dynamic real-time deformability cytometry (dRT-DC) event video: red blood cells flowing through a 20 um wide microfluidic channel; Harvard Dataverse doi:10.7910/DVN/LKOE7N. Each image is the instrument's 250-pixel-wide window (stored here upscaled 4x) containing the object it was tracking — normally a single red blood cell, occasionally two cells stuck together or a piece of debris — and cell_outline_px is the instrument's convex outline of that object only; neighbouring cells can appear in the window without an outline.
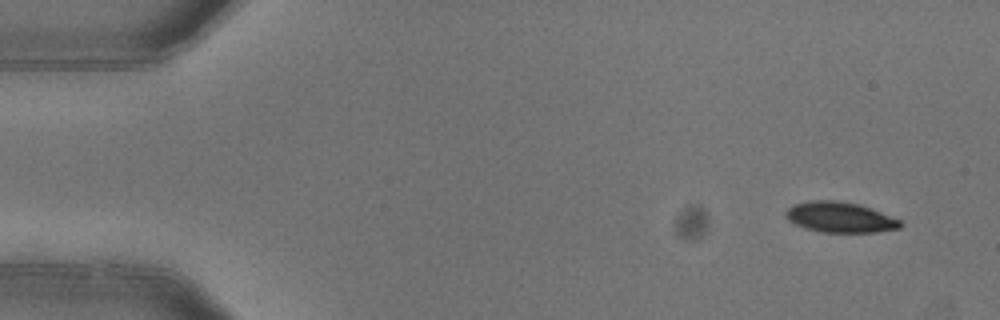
{"species": "common noctule bat (a hibernating species)", "species_latin": "Nyctalus noctula", "temperature_condition": "warm", "stored_images_in_passage": 4, "camera_frame_rate_fps": 3000, "um_per_image_px": 0.085, "animal": {"sex": "female"}, "frame": {"image": 1, "passage_image": 1, "time_ms": 0.0, "image_size_px": [1000, 320], "cell_outline_px": [[904, 224], [900, 228], [876, 232], [824, 232], [804, 228], [788, 220], [784, 216], [784, 212], [792, 204], [812, 200], [836, 200], [856, 204], [880, 212], [900, 220]], "centroid_in_image_um": [71.36, 18.47], "position_along_channel_um": 13.6, "area_um2": 20.23}}
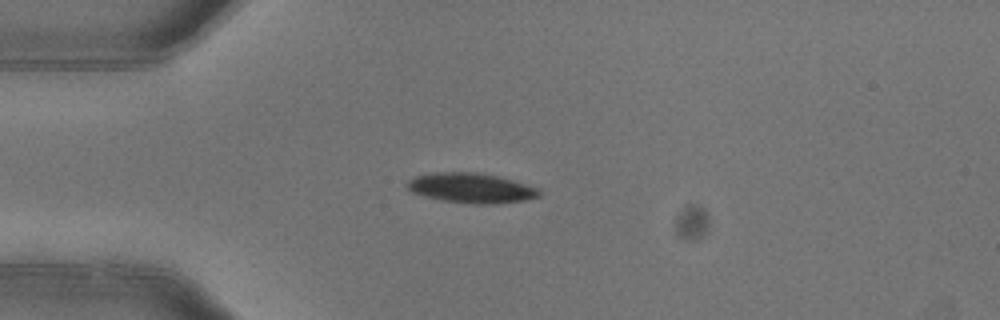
{"frame": {"image": 2, "passage_image": 4, "time_ms": 1.0, "image_size_px": [1000, 320], "cell_outline_px": [[540, 196], [524, 200], [496, 204], [476, 204], [440, 200], [412, 192], [404, 184], [408, 180], [416, 176], [432, 172], [476, 172], [496, 176], [512, 180], [540, 188]], "centroid_in_image_um": [40.04, 15.98], "position_along_channel_um": 45.0, "area_um2": 23.0}}